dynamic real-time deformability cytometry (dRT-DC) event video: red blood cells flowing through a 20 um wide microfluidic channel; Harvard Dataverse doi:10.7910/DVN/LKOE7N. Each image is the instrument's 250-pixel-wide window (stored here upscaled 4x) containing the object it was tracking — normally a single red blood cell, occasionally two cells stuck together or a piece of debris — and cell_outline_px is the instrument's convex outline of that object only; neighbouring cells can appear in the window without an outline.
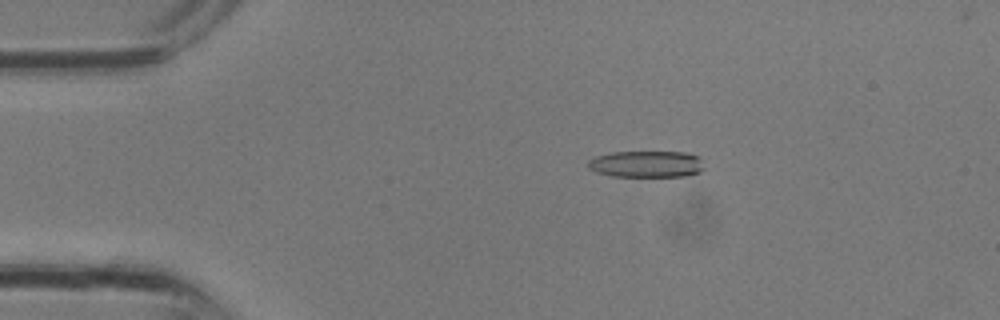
{"species": "common noctule bat (a hibernating species)", "species_latin": "Nyctalus noctula", "temperature_condition": "room temperature", "stored_images_in_passage": 28, "camera_frame_rate_fps": 3000, "um_per_image_px": 0.085, "animal": {"sex": "male", "body_mass_g": 13.3}, "frame": {"image": 1, "passage_image": 3, "time_ms": 0.667, "image_size_px": [1000, 320], "cell_outline_px": [[704, 168], [700, 172], [684, 176], [612, 176], [596, 172], [588, 168], [588, 160], [596, 156], [612, 152], [688, 152], [700, 156]], "centroid_in_image_um": [54.97, 13.94], "position_along_channel_um": 30.0, "area_um2": 18.09}}
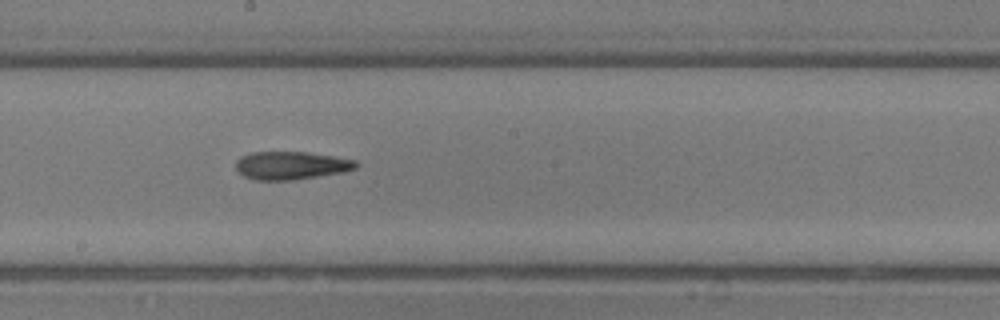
{"frame": {"image": 2, "passage_image": 14, "time_ms": 4.333, "image_size_px": [1000, 320], "cell_outline_px": [[360, 164], [356, 168], [344, 172], [296, 180], [256, 180], [244, 176], [236, 168], [236, 160], [240, 156], [252, 152], [304, 152], [332, 156], [356, 160]], "centroid_in_image_um": [24.76, 14.07], "position_along_channel_um": 223.4, "area_um2": 19.71}}
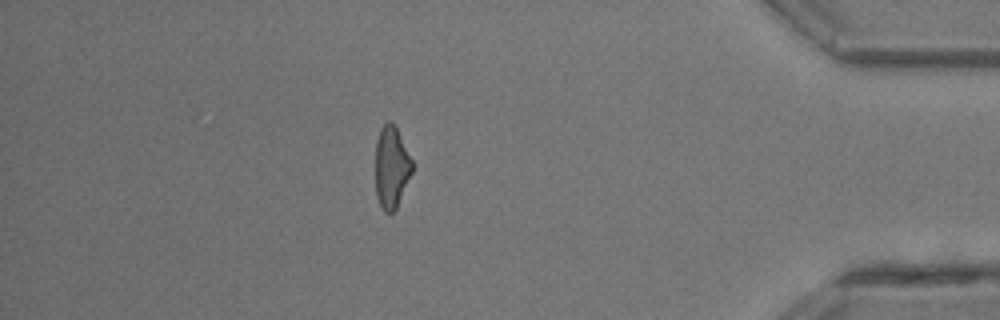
{"frame": {"image": 3, "passage_image": 24, "time_ms": 7.667, "image_size_px": [1000, 320], "cell_outline_px": [[412, 172], [396, 208], [392, 212], [384, 212], [376, 196], [376, 140], [380, 128], [388, 120], [392, 120], [412, 160]], "centroid_in_image_um": [33.26, 14.19], "position_along_channel_um": 401.9, "area_um2": 17.34}}